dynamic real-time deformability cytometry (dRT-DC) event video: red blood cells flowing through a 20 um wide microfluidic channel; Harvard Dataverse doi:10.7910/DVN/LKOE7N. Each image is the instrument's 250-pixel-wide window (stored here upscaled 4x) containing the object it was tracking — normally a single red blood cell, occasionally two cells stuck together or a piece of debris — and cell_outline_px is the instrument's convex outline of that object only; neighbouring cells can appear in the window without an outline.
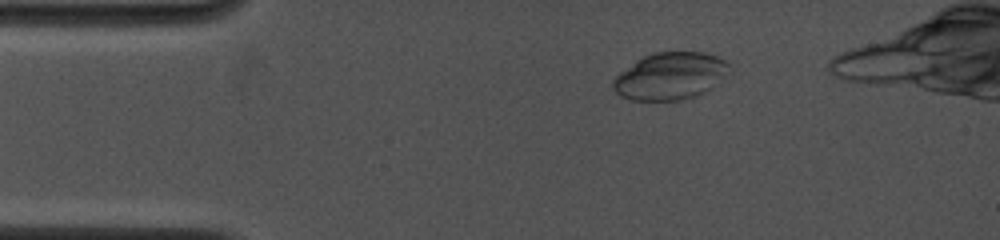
{"species": "common noctule bat (a hibernating species)", "species_latin": "Nyctalus noctula", "temperature_condition": "cold", "stored_images_in_passage": 34, "camera_frame_rate_fps": 4000, "um_per_image_px": 0.085, "animal": {"sex": "female", "body_mass_g": 19.0, "forearm_length_mm": 53.3}, "frame": {"image": 1, "passage_image": 15, "time_ms": 2.5, "image_size_px": [1000, 240], "cell_outline_px": [[732, 72], [704, 92], [680, 100], [632, 100], [620, 96], [612, 88], [612, 80], [620, 72], [636, 60], [644, 56], [656, 52], [704, 52], [716, 56], [724, 60], [728, 64]], "centroid_in_image_um": [56.96, 6.46], "position_along_channel_um": 28.0, "area_um2": 31.85}}
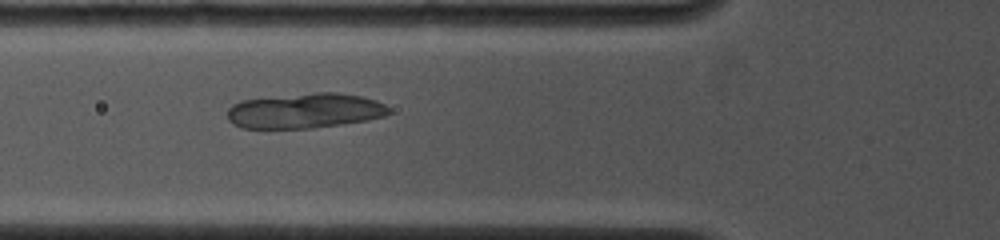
{"frame": {"image": 2, "passage_image": 31, "time_ms": 5.5, "image_size_px": [1000, 240], "cell_outline_px": [[392, 112], [384, 116], [368, 120], [312, 128], [240, 128], [232, 124], [228, 120], [228, 108], [232, 104], [240, 100], [312, 92], [336, 92], [360, 96], [376, 100], [384, 104]], "centroid_in_image_um": [25.89, 9.41], "position_along_channel_um": 99.9, "area_um2": 33.18}}
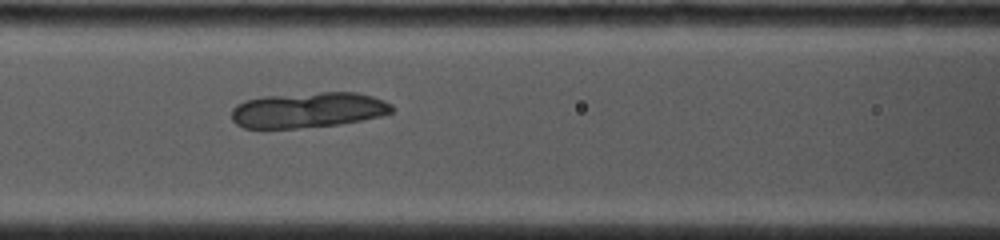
{"frame": {"image": 3, "passage_image": 34, "time_ms": 6.5, "image_size_px": [1000, 240], "cell_outline_px": [[396, 108], [392, 112], [380, 116], [340, 124], [296, 128], [244, 128], [236, 124], [232, 120], [232, 108], [236, 104], [244, 100], [264, 96], [320, 92], [356, 92], [372, 96], [384, 100], [392, 104]], "centroid_in_image_um": [26.19, 9.34], "position_along_channel_um": 140.4, "area_um2": 33.29}}